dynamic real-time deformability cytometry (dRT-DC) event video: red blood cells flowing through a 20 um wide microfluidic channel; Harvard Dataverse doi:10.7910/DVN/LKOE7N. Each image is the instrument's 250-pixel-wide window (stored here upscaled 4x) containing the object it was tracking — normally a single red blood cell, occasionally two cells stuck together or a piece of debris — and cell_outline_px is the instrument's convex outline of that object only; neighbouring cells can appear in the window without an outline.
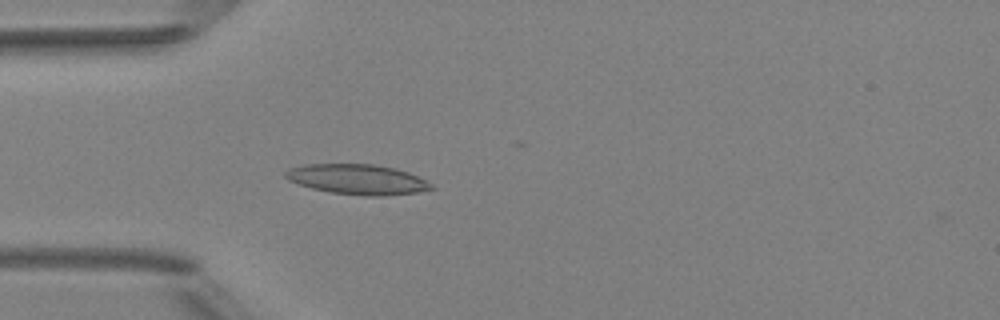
{"species": "Egyptian fruit bat (a non-hibernating species)", "species_latin": "Rousettus aegyptiacus", "temperature_condition": "room temperature", "stored_images_in_passage": 3, "camera_frame_rate_fps": 3000, "um_per_image_px": 0.085, "animal": {"sex": "female"}, "frame": {"image": 1, "passage_image": 3, "time_ms": 3.0, "image_size_px": [1000, 320], "cell_outline_px": [[436, 188], [420, 192], [384, 196], [368, 196], [328, 192], [312, 188], [288, 180], [284, 176], [284, 172], [288, 168], [304, 164], [372, 164], [396, 168], [408, 172], [432, 184]], "centroid_in_image_um": [30.38, 15.25], "position_along_channel_um": 54.6, "area_um2": 25.72}}